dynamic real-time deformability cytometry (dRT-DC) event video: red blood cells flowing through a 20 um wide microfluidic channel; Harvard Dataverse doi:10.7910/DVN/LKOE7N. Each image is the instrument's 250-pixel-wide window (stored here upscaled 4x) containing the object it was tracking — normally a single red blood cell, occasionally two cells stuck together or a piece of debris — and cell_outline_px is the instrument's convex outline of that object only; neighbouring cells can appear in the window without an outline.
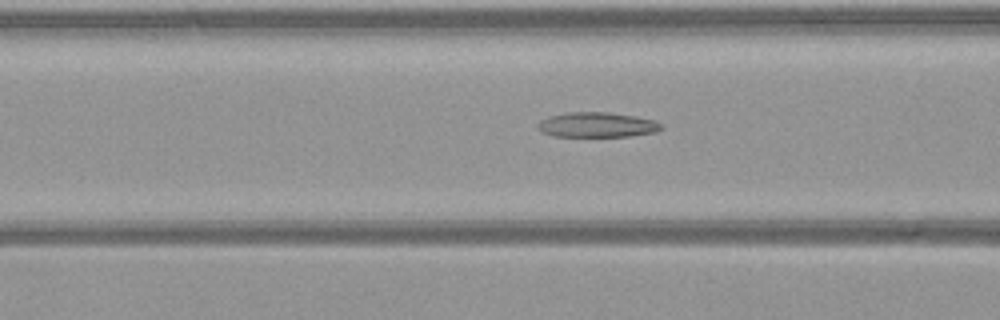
{"species": "common noctule bat (a hibernating species)", "species_latin": "Nyctalus noctula", "temperature_condition": "warm", "stored_images_in_passage": 18, "camera_frame_rate_fps": 3000, "um_per_image_px": 0.085, "animal": {"sex": "female", "body_mass_g": 21.9}, "frame": {"image": 1, "passage_image": 16, "time_ms": 5.0, "image_size_px": [1000, 320], "cell_outline_px": [[664, 128], [656, 132], [632, 136], [552, 136], [540, 132], [536, 128], [536, 124], [540, 120], [548, 116], [564, 112], [608, 112], [636, 116], [656, 120], [664, 124]], "centroid_in_image_um": [50.75, 10.6], "position_along_channel_um": 115.9, "area_um2": 18.44}}